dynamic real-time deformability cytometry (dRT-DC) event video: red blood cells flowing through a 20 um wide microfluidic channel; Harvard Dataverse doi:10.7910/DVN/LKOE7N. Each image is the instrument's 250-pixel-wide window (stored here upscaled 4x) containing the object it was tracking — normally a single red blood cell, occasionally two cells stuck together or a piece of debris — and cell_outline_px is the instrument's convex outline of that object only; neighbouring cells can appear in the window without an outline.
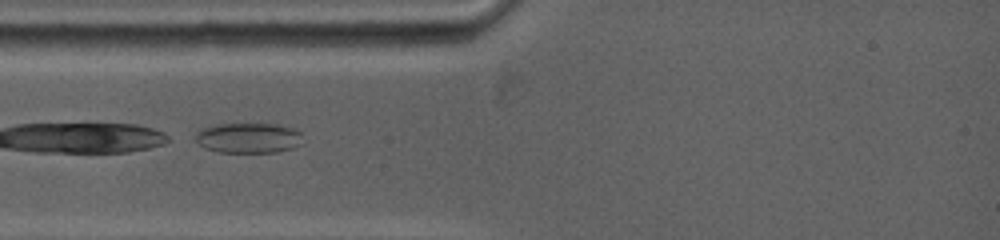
{"species": "common noctule bat (a hibernating species)", "species_latin": "Nyctalus noctula", "temperature_condition": "warm", "stored_images_in_passage": 36, "camera_frame_rate_fps": 5000, "um_per_image_px": 0.085, "animal": {"sex": "female", "body_mass_g": 19.0, "forearm_length_mm": 53.3}, "frame": {"image": 1, "passage_image": 3, "time_ms": 0.4, "image_size_px": [1000, 240], "cell_outline_px": [[300, 144], [292, 148], [276, 152], [220, 152], [204, 148], [196, 140], [196, 132], [200, 128], [216, 124], [276, 124], [296, 128], [300, 132]], "centroid_in_image_um": [21.1, 11.71], "position_along_channel_um": 63.9, "area_um2": 18.9}}
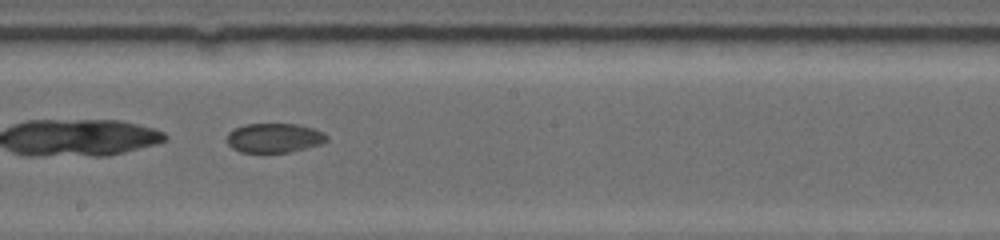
{"frame": {"image": 2, "passage_image": 25, "time_ms": 4.6, "image_size_px": [1000, 240], "cell_outline_px": [[328, 140], [320, 144], [292, 152], [240, 152], [232, 148], [224, 140], [228, 132], [244, 124], [296, 124], [312, 128], [324, 132], [328, 136]], "centroid_in_image_um": [23.29, 11.72], "position_along_channel_um": 224.9, "area_um2": 17.22}}
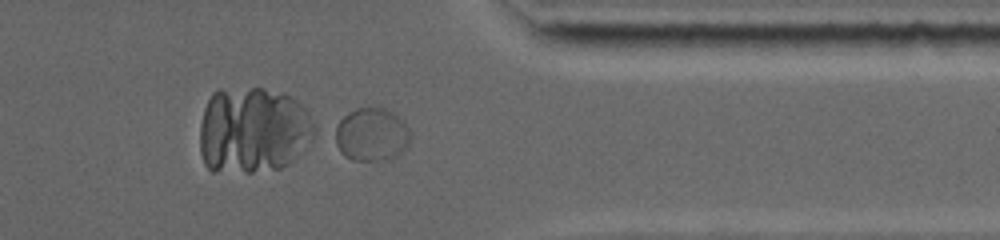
{"frame": {"image": 3, "passage_image": 36, "time_ms": 8.8, "image_size_px": [1000, 240], "cell_outline_px": [[412, 136], [408, 144], [396, 156], [388, 160], [352, 160], [344, 156], [340, 152], [328, 132], [348, 112], [356, 108], [384, 108], [392, 112], [404, 120], [412, 132]], "centroid_in_image_um": [31.52, 11.43], "position_along_channel_um": 379.9, "area_um2": 24.16}}